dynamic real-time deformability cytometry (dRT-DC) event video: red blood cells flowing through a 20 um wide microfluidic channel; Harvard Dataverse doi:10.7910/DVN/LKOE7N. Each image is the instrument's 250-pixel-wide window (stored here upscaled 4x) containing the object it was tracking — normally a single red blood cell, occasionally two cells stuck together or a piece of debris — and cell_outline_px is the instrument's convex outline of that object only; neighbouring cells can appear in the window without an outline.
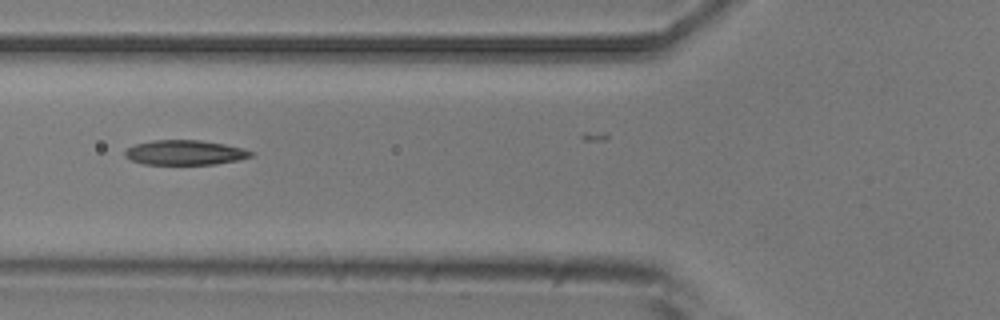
{"species": "common noctule bat (a hibernating species)", "species_latin": "Nyctalus noctula", "temperature_condition": "room temperature", "stored_images_in_passage": 9, "camera_frame_rate_fps": 3000, "um_per_image_px": 0.085, "animal": {"sex": "male", "body_mass_g": 20.5, "forearm_length_mm": 52.5}, "frame": {"image": 1, "passage_image": 2, "time_ms": 1.0, "image_size_px": [1000, 320], "cell_outline_px": [[256, 152], [252, 156], [236, 160], [216, 164], [144, 164], [132, 160], [124, 156], [124, 152], [128, 148], [136, 144], [156, 140], [200, 140], [224, 144], [244, 148]], "centroid_in_image_um": [15.75, 12.96], "position_along_channel_um": 110.0, "area_um2": 18.09}}
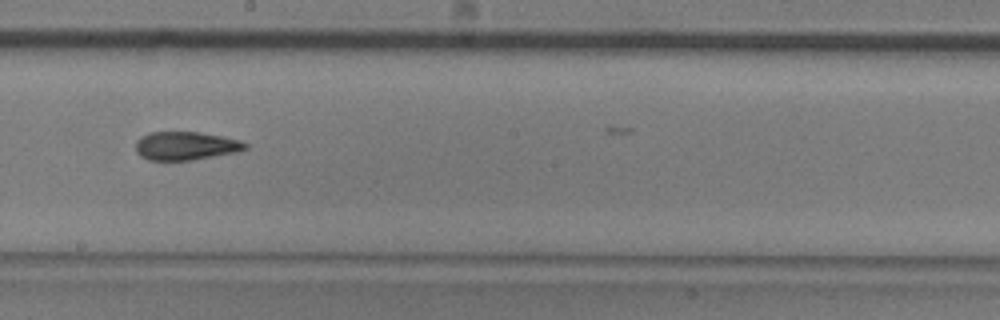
{"frame": {"image": 2, "passage_image": 5, "time_ms": 4.333, "image_size_px": [1000, 320], "cell_outline_px": [[248, 148], [236, 152], [192, 160], [148, 160], [140, 156], [136, 152], [136, 140], [140, 136], [148, 132], [200, 132], [224, 136], [240, 140], [248, 144]], "centroid_in_image_um": [15.77, 12.39], "position_along_channel_um": 232.4, "area_um2": 18.32}}
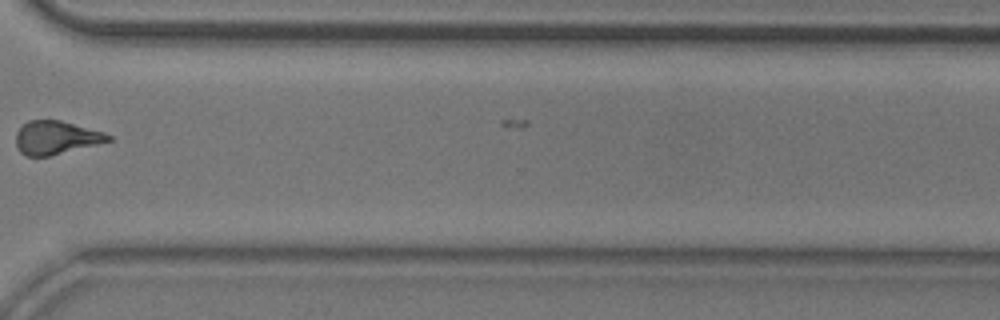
{"frame": {"image": 3, "passage_image": 8, "time_ms": 8.0, "image_size_px": [1000, 320], "cell_outline_px": [[112, 140], [48, 156], [28, 156], [20, 152], [16, 144], [16, 132], [28, 120], [60, 120], [104, 132], [112, 136]], "centroid_in_image_um": [4.75, 11.69], "position_along_channel_um": 365.9, "area_um2": 17.69}}